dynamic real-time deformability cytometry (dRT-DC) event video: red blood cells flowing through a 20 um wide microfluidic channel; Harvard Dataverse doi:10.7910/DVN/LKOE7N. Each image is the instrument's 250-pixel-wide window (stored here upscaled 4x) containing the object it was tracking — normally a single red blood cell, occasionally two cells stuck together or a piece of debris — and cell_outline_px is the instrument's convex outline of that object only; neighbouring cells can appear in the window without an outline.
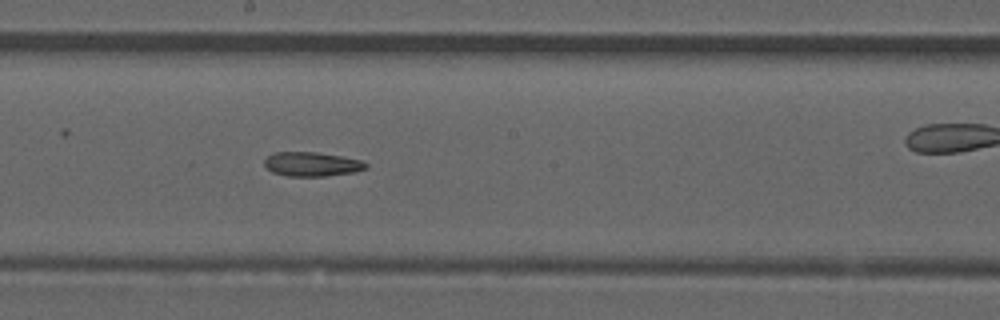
{"species": "common noctule bat (a hibernating species)", "species_latin": "Nyctalus noctula", "temperature_condition": "room temperature", "stored_images_in_passage": 44, "camera_frame_rate_fps": 3000, "um_per_image_px": 0.085, "animal": {"sex": "male", "forearm_length_mm": 52.5}, "frame": {"image": 1, "passage_image": 19, "time_ms": 6.0, "image_size_px": [1000, 320], "cell_outline_px": [[368, 168], [352, 172], [324, 176], [288, 176], [272, 172], [264, 164], [264, 160], [268, 156], [276, 152], [316, 152], [340, 156], [360, 160], [368, 164]], "centroid_in_image_um": [26.5, 13.95], "position_along_channel_um": 221.7, "area_um2": 14.16}}